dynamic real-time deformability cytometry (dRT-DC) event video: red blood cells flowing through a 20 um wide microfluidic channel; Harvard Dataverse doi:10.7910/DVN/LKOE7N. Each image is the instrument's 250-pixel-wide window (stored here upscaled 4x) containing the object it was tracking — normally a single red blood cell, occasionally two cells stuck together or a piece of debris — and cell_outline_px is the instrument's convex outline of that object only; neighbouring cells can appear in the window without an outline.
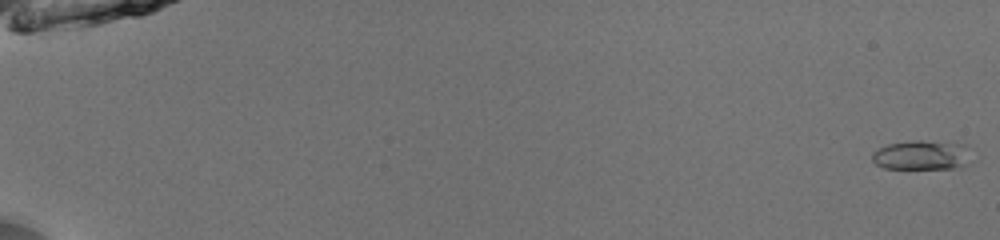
{"species": "common noctule bat (a hibernating species)", "species_latin": "Nyctalus noctula", "temperature_condition": "room temperature", "stored_images_in_passage": 53, "camera_frame_rate_fps": 3000, "um_per_image_px": 0.085, "animal": {"sex": "male", "body_mass_g": 13.0, "forearm_length_mm": 53.1}, "frame": {"image": 1, "passage_image": 1, "time_ms": 0.0, "image_size_px": [1000, 240], "cell_outline_px": [[968, 164], [964, 168], [884, 168], [876, 164], [872, 160], [872, 152], [888, 144], [916, 140], [920, 140], [968, 144]], "centroid_in_image_um": [78.38, 13.18], "position_along_channel_um": 6.6, "area_um2": 17.05}}
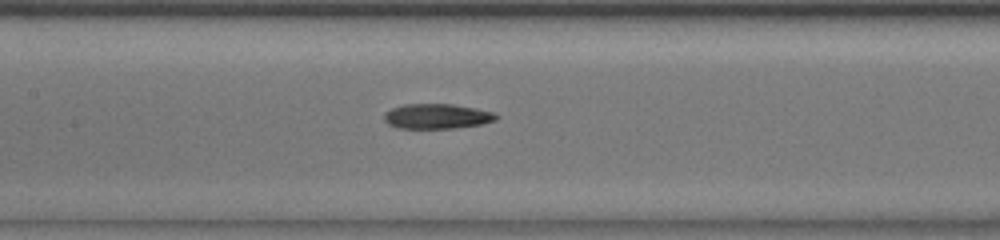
{"frame": {"image": 2, "passage_image": 28, "time_ms": 9.0, "image_size_px": [1000, 240], "cell_outline_px": [[500, 116], [496, 120], [480, 124], [456, 128], [400, 128], [388, 124], [384, 120], [384, 112], [392, 108], [404, 104], [452, 104], [492, 112]], "centroid_in_image_um": [37.11, 9.88], "position_along_channel_um": 170.3, "area_um2": 16.18}}
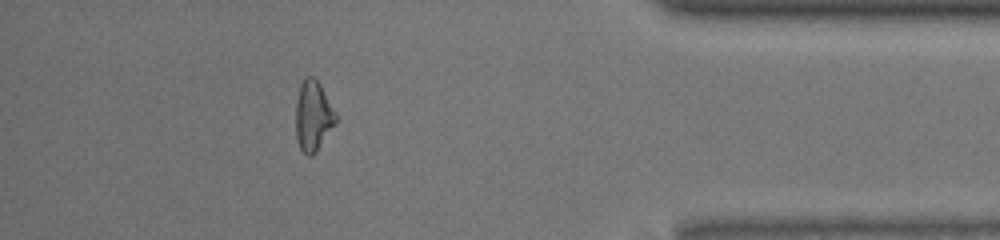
{"frame": {"image": 3, "passage_image": 48, "time_ms": 15.667, "image_size_px": [1000, 240], "cell_outline_px": [[336, 120], [316, 152], [312, 156], [308, 156], [300, 148], [296, 140], [296, 100], [300, 84], [304, 76], [312, 76], [320, 84], [336, 112]], "centroid_in_image_um": [26.59, 9.83], "position_along_channel_um": 408.6, "area_um2": 16.24}}